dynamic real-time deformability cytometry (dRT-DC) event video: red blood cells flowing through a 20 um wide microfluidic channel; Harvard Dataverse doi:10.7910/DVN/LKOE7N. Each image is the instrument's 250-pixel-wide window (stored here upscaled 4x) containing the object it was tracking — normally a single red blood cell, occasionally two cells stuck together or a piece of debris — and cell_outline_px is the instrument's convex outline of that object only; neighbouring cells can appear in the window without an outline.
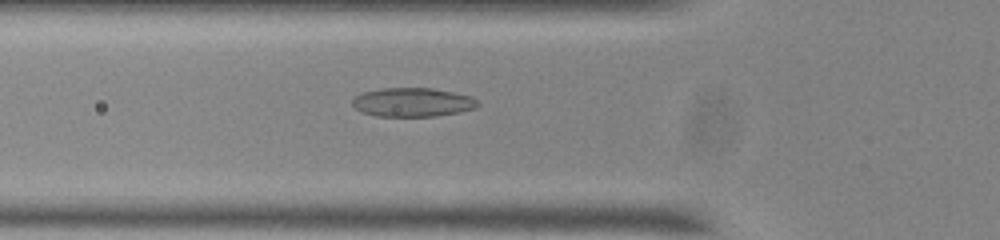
{"species": "common noctule bat (a hibernating species)", "species_latin": "Nyctalus noctula", "temperature_condition": "room temperature", "stored_images_in_passage": 39, "camera_frame_rate_fps": 3000, "um_per_image_px": 0.085, "animal": {"sex": "male", "body_mass_g": 20.0, "forearm_length_mm": 53.3}, "frame": {"image": 1, "passage_image": 3, "time_ms": 0.667, "image_size_px": [1000, 240], "cell_outline_px": [[480, 104], [476, 108], [460, 112], [436, 116], [376, 116], [360, 112], [352, 104], [352, 100], [360, 92], [380, 88], [432, 88], [472, 96]], "centroid_in_image_um": [35.06, 8.69], "position_along_channel_um": 90.7, "area_um2": 21.27}}
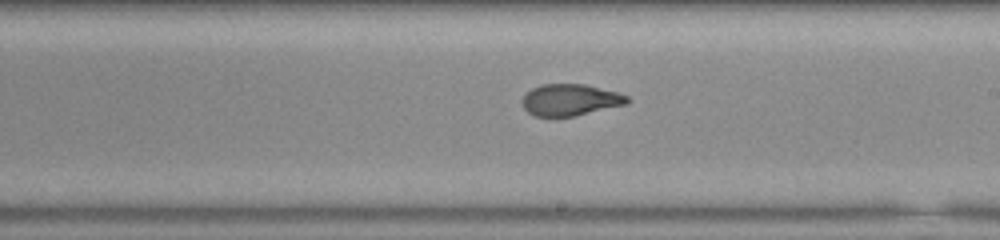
{"frame": {"image": 2, "passage_image": 15, "time_ms": 4.667, "image_size_px": [1000, 240], "cell_outline_px": [[628, 104], [572, 116], [536, 116], [528, 112], [524, 108], [524, 96], [532, 88], [540, 84], [584, 84], [616, 92], [628, 96]], "centroid_in_image_um": [48.48, 8.48], "position_along_channel_um": 240.5, "area_um2": 18.96}}
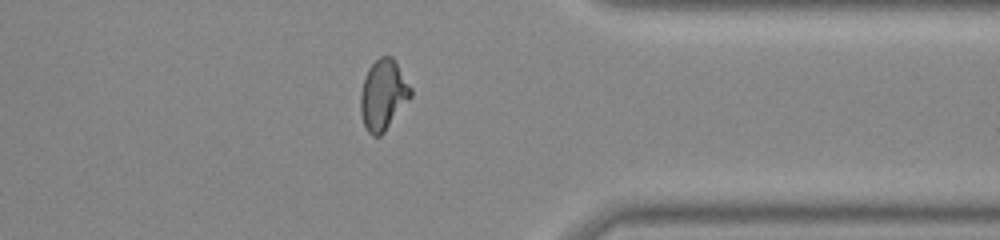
{"frame": {"image": 3, "passage_image": 27, "time_ms": 8.667, "image_size_px": [1000, 240], "cell_outline_px": [[412, 96], [384, 132], [380, 136], [372, 136], [368, 132], [364, 124], [360, 112], [360, 92], [364, 76], [368, 68], [380, 56], [392, 56], [412, 88]], "centroid_in_image_um": [32.56, 8.06], "position_along_channel_um": 378.8, "area_um2": 20.63}, "authors_computed_cell_mechanics": {"area_um2": 19.9988, "velocity_mm_per_s": 3.7452, "shape_relaxation_time_tau1_ms": null, "shape_relaxation_time_tau2_ms": 1.0483, "deformation_change_tau1": null, "deformation_change_tau2": 0.071}}